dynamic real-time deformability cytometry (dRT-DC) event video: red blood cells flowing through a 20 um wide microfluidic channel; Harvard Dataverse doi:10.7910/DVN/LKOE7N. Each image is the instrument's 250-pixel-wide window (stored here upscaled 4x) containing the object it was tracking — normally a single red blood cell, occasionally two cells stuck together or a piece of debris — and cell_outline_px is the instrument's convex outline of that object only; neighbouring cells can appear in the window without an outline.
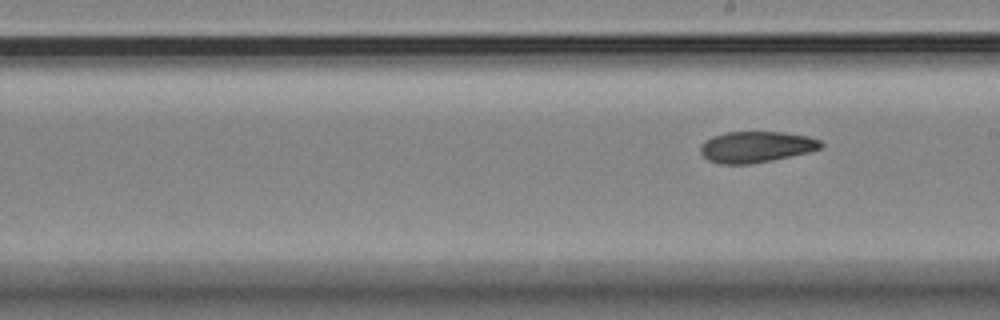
{"species": "Egyptian fruit bat (a non-hibernating species)", "species_latin": "Rousettus aegyptiacus", "temperature_condition": "room temperature", "stored_images_in_passage": 6, "segment_of_instrument_passage": [2, 2], "camera_frame_rate_fps": 3000, "um_per_image_px": 0.085, "animal": {"sex": "female"}, "frame": {"image": 1, "passage_image": 6, "time_ms": 6.667, "image_size_px": [1000, 320], "cell_outline_px": [[824, 144], [820, 148], [808, 152], [748, 164], [720, 164], [708, 160], [700, 152], [700, 144], [704, 140], [712, 136], [728, 132], [784, 132], [808, 136], [820, 140]], "centroid_in_image_um": [64.23, 12.47], "position_along_channel_um": 224.8, "area_um2": 21.68}}